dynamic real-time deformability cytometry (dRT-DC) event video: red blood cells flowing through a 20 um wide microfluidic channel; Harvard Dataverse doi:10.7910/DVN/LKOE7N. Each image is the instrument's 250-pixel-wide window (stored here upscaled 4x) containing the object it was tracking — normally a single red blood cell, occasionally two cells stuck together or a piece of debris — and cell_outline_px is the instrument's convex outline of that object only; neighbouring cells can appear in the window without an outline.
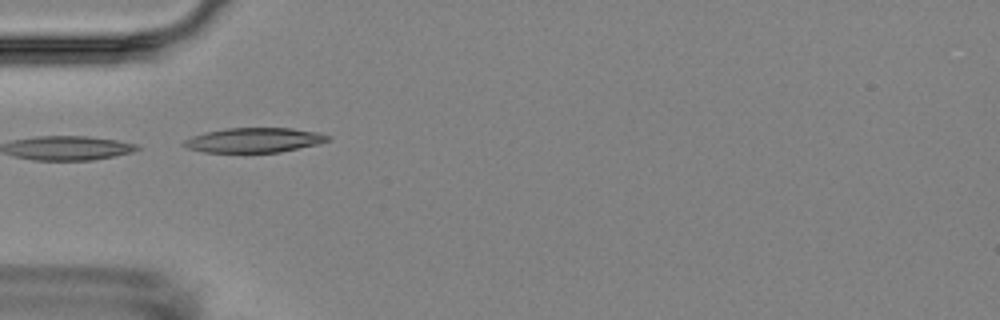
{"species": "Egyptian fruit bat (a non-hibernating species)", "species_latin": "Rousettus aegyptiacus", "temperature_condition": "room temperature", "stored_images_in_passage": 5, "camera_frame_rate_fps": 3000, "um_per_image_px": 0.085, "animal": {"sex": "female"}, "frame": {"image": 1, "passage_image": 4, "time_ms": 4.333, "image_size_px": [1000, 320], "cell_outline_px": [[332, 136], [328, 140], [316, 144], [280, 152], [204, 152], [188, 148], [180, 144], [184, 140], [192, 136], [204, 132], [224, 128], [292, 128], [320, 132]], "centroid_in_image_um": [21.58, 11.9], "position_along_channel_um": 63.4, "area_um2": 20.75}}